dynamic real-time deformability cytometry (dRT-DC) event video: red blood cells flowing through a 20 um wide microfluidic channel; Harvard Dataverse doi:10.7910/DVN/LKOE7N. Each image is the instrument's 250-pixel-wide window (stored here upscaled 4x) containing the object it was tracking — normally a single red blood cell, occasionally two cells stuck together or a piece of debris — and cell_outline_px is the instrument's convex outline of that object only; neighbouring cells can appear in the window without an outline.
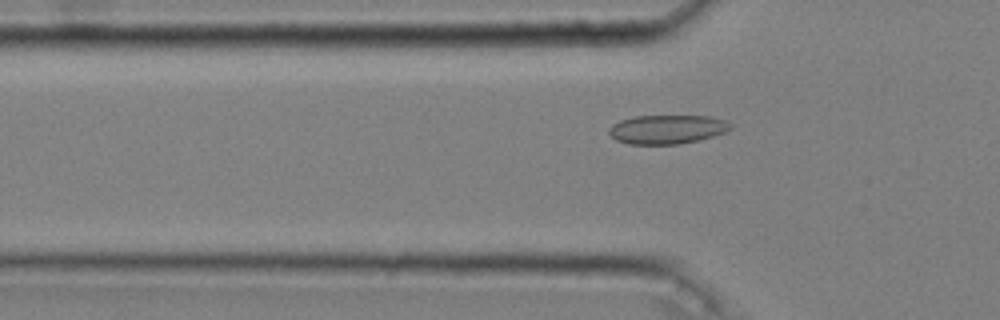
{"species": "common noctule bat (a hibernating species)", "species_latin": "Nyctalus noctula", "temperature_condition": "cold", "stored_images_in_passage": 48, "camera_frame_rate_fps": 3000, "um_per_image_px": 0.085, "animal": {"sex": "male", "body_mass_g": 20.4}, "frame": {"image": 1, "passage_image": 17, "time_ms": 5.333, "image_size_px": [1000, 320], "cell_outline_px": [[732, 128], [724, 132], [700, 140], [680, 144], [628, 144], [616, 140], [608, 132], [608, 128], [612, 124], [620, 120], [636, 116], [712, 116], [728, 120], [732, 124]], "centroid_in_image_um": [56.72, 10.99], "position_along_channel_um": 69.1, "area_um2": 20.69}}
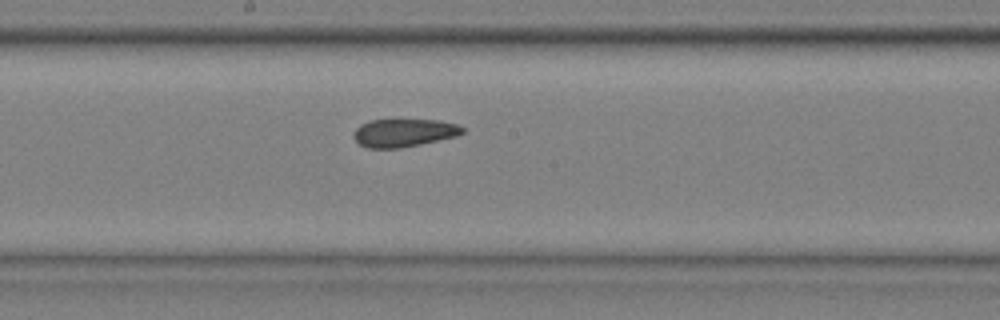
{"frame": {"image": 2, "passage_image": 29, "time_ms": 9.333, "image_size_px": [1000, 320], "cell_outline_px": [[464, 132], [456, 136], [420, 144], [400, 148], [368, 148], [360, 144], [352, 136], [352, 132], [360, 124], [368, 120], [440, 120], [456, 124], [464, 128]], "centroid_in_image_um": [34.29, 11.28], "position_along_channel_um": 213.9, "area_um2": 17.74}}
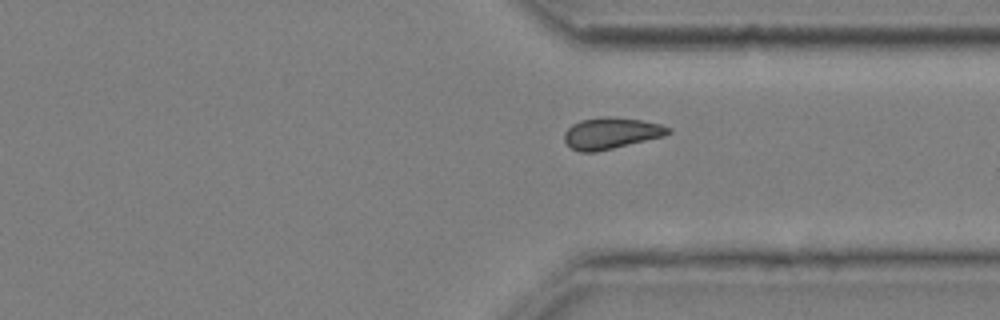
{"frame": {"image": 3, "passage_image": 41, "time_ms": 13.333, "image_size_px": [1000, 320], "cell_outline_px": [[672, 132], [664, 136], [596, 152], [580, 152], [572, 148], [564, 140], [564, 132], [572, 124], [580, 120], [604, 116], [616, 116], [640, 120], [660, 124], [672, 128]], "centroid_in_image_um": [51.95, 11.31], "position_along_channel_um": 359.5, "area_um2": 19.07}, "authors_computed_cell_mechanics": {"area_um2": 19.074, "velocity_mm_per_s": 3.621, "shape_relaxation_time_tau1_ms": null, "shape_relaxation_time_tau2_ms": 1.2403, "deformation_change_tau1": null, "deformation_change_tau2": 0.0449}}